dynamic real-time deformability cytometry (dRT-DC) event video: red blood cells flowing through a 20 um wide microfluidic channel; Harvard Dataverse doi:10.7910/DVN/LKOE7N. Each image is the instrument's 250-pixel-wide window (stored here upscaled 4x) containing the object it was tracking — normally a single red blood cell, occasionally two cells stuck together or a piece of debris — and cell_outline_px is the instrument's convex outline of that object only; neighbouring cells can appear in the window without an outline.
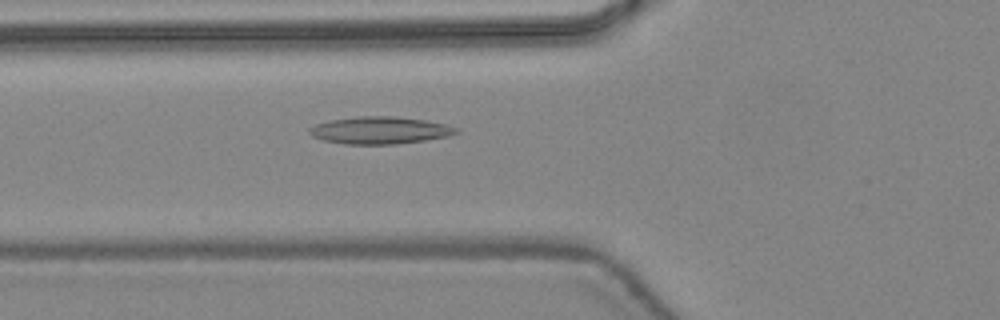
{"species": "common noctule bat (a hibernating species)", "species_latin": "Nyctalus noctula", "temperature_condition": "warm", "stored_images_in_passage": 47, "camera_frame_rate_fps": 3000, "um_per_image_px": 0.085, "animal": {"sex": "female", "body_mass_g": 24.6, "forearm_length_mm": 56.2}, "frame": {"image": 1, "passage_image": 18, "time_ms": 5.667, "image_size_px": [1000, 320], "cell_outline_px": [[460, 132], [448, 136], [424, 140], [396, 144], [344, 144], [324, 140], [312, 136], [308, 132], [308, 128], [316, 124], [328, 120], [360, 116], [392, 116], [424, 120], [444, 124], [456, 128]], "centroid_in_image_um": [32.25, 11.07], "position_along_channel_um": 93.6, "area_um2": 23.18}}
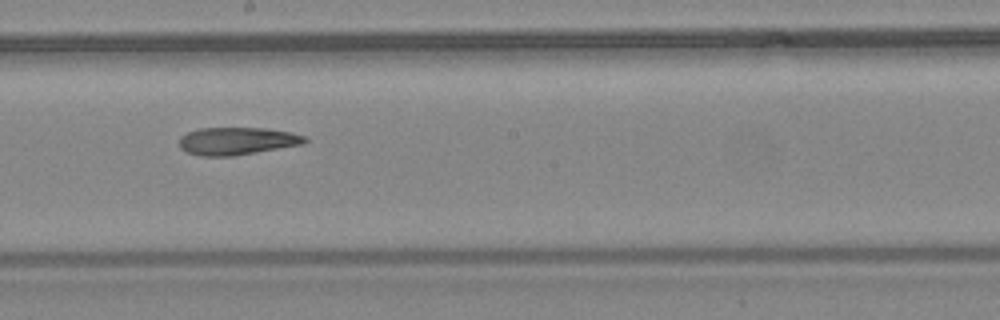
{"frame": {"image": 2, "passage_image": 27, "time_ms": 8.667, "image_size_px": [1000, 320], "cell_outline_px": [[308, 140], [304, 144], [232, 156], [200, 156], [184, 152], [180, 148], [180, 136], [188, 132], [200, 128], [268, 128], [292, 132], [304, 136]], "centroid_in_image_um": [20.14, 11.99], "position_along_channel_um": 228.1, "area_um2": 20.29}}
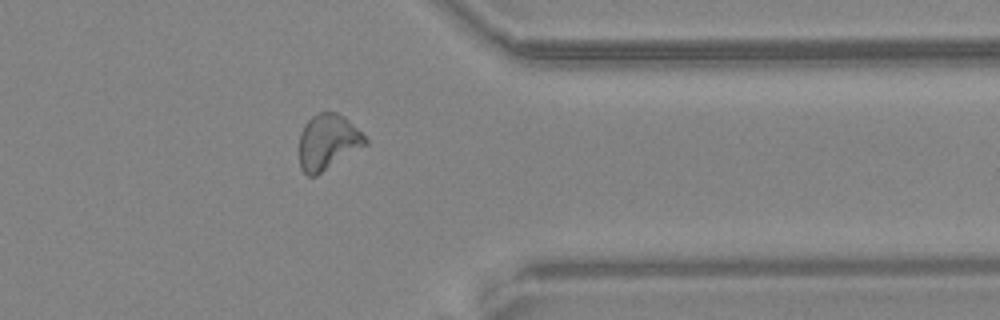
{"frame": {"image": 3, "passage_image": 38, "time_ms": 12.333, "image_size_px": [1000, 320], "cell_outline_px": [[368, 144], [316, 176], [308, 176], [300, 168], [300, 132], [304, 124], [316, 112], [336, 112], [344, 116], [368, 140]], "centroid_in_image_um": [27.85, 12.07], "position_along_channel_um": 383.5, "area_um2": 21.33}, "authors_computed_cell_mechanics": {"area_um2": 21.9062, "velocity_mm_per_s": 4.4716, "shape_relaxation_time_tau1_ms": null, "shape_relaxation_time_tau2_ms": 6.0437, "deformation_change_tau1": null, "deformation_change_tau2": 0.1786}}